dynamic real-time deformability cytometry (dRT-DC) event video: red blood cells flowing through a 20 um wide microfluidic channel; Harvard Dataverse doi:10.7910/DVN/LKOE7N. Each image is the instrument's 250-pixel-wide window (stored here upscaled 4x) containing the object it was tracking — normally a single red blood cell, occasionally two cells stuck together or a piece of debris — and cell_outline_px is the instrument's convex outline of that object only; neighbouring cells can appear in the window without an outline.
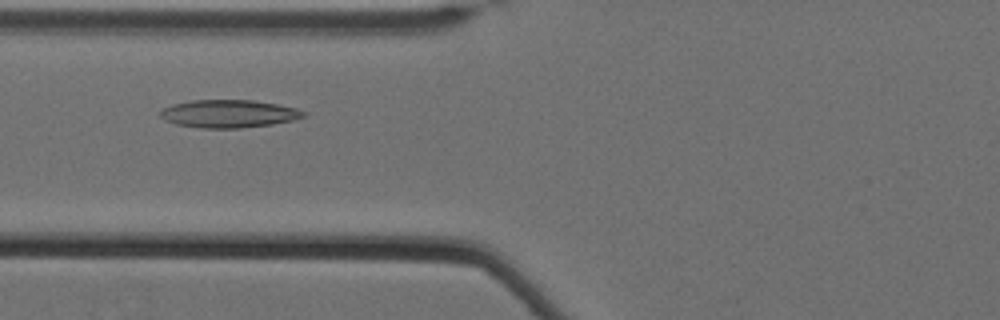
{"species": "Egyptian fruit bat (a non-hibernating species)", "species_latin": "Rousettus aegyptiacus", "temperature_condition": "cold", "stored_images_in_passage": 49, "camera_frame_rate_fps": 3000, "um_per_image_px": 0.085, "animal": {"sex": "female"}, "frame": {"image": 1, "passage_image": 15, "time_ms": 4.667, "image_size_px": [1000, 320], "cell_outline_px": [[308, 112], [304, 116], [296, 120], [272, 124], [240, 128], [200, 128], [176, 124], [164, 120], [160, 116], [160, 108], [172, 104], [192, 100], [252, 100], [276, 104], [296, 108]], "centroid_in_image_um": [19.43, 9.66], "position_along_channel_um": 106.4, "area_um2": 23.41}}
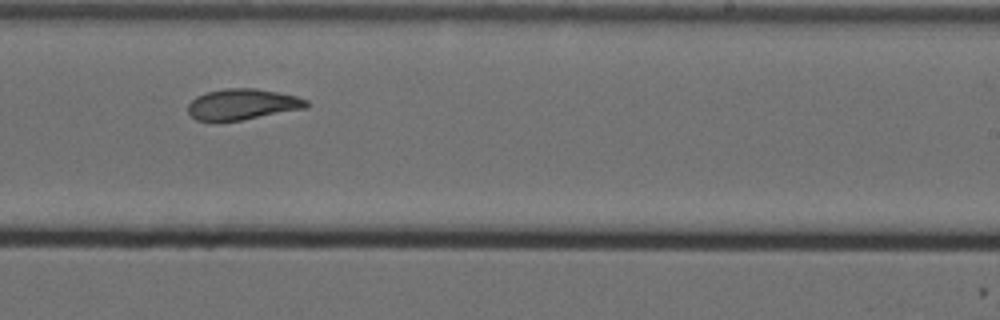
{"frame": {"image": 2, "passage_image": 29, "time_ms": 9.333, "image_size_px": [1000, 320], "cell_outline_px": [[308, 108], [240, 120], [216, 124], [196, 120], [188, 112], [188, 104], [196, 96], [208, 92], [224, 88], [252, 88], [276, 92], [296, 96], [308, 100]], "centroid_in_image_um": [20.56, 8.9], "position_along_channel_um": 268.4, "area_um2": 21.68}}
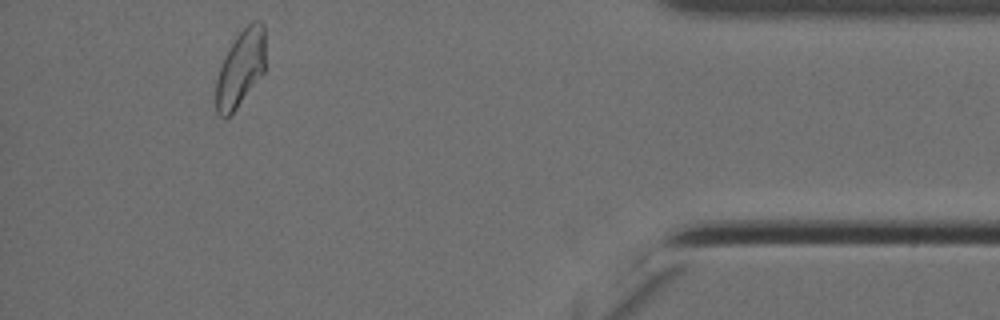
{"frame": {"image": 3, "passage_image": 45, "time_ms": 14.667, "image_size_px": [1000, 320], "cell_outline_px": [[264, 72], [236, 108], [224, 120], [216, 112], [216, 80], [220, 64], [224, 56], [236, 36], [252, 20], [260, 20], [264, 24]], "centroid_in_image_um": [20.43, 5.8], "position_along_channel_um": 414.8, "area_um2": 21.96}, "authors_computed_cell_mechanics": {"area_um2": 22.4842, "velocity_mm_per_s": 3.4625, "shape_relaxation_time_tau1_ms": null, "shape_relaxation_time_tau2_ms": 3.5145, "deformation_change_tau1": null, "deformation_change_tau2": 0.098}}